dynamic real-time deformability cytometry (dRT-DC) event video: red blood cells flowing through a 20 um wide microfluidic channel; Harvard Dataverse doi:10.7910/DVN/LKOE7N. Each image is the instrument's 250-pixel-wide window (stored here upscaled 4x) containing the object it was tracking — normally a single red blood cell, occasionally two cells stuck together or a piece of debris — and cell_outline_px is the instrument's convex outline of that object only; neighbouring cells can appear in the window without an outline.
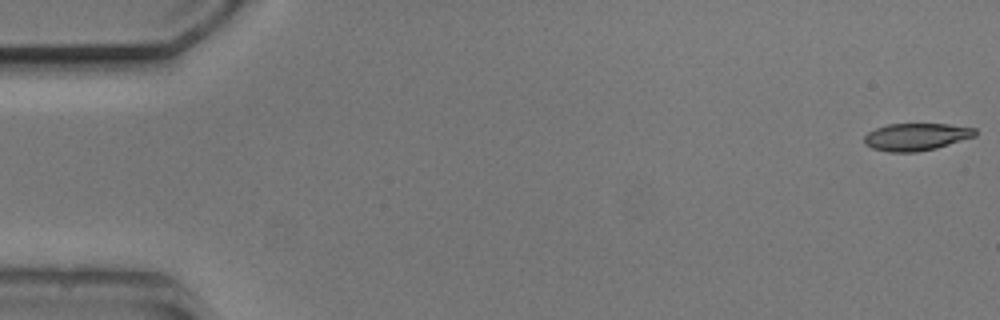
{"species": "common noctule bat (a hibernating species)", "species_latin": "Nyctalus noctula", "temperature_condition": "cold", "stored_images_in_passage": 6, "camera_frame_rate_fps": 3000, "um_per_image_px": 0.085, "animal": {"sex": "male", "body_mass_g": 20.5, "forearm_length_mm": 52.5}, "frame": {"image": 1, "passage_image": 1, "time_ms": 0.0, "image_size_px": [1000, 320], "cell_outline_px": [[976, 136], [936, 148], [916, 152], [888, 152], [872, 148], [864, 144], [864, 136], [868, 132], [876, 128], [888, 124], [948, 124], [976, 128]], "centroid_in_image_um": [77.86, 11.63], "position_along_channel_um": 7.1, "area_um2": 17.69}}
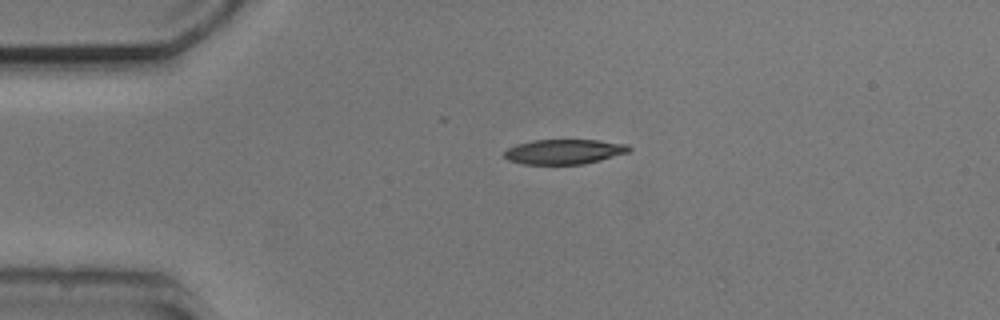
{"frame": {"image": 2, "passage_image": 4, "time_ms": 3.667, "image_size_px": [1000, 320], "cell_outline_px": [[632, 148], [628, 152], [600, 160], [584, 164], [524, 164], [508, 160], [504, 156], [504, 152], [508, 148], [516, 144], [532, 140], [596, 140], [628, 144]], "centroid_in_image_um": [47.94, 12.89], "position_along_channel_um": 37.1, "area_um2": 18.03}}
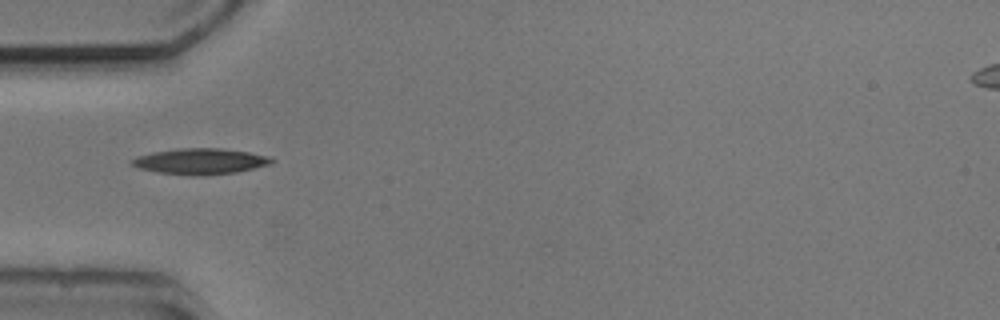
{"frame": {"image": 3, "passage_image": 5, "time_ms": 5.333, "image_size_px": [1000, 320], "cell_outline_px": [[276, 160], [272, 164], [236, 172], [200, 176], [196, 176], [160, 172], [140, 168], [128, 164], [136, 156], [152, 152], [180, 148], [220, 148], [248, 152], [272, 156]], "centroid_in_image_um": [17.07, 13.7], "position_along_channel_um": 67.9, "area_um2": 21.15}}